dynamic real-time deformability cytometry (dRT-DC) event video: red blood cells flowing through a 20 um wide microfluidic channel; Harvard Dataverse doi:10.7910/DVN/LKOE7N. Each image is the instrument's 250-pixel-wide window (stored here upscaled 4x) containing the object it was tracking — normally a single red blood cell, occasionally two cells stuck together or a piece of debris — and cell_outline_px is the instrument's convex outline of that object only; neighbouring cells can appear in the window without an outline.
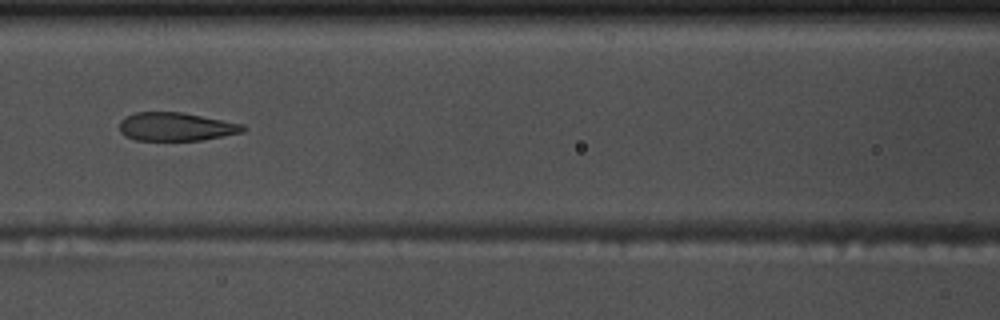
{"species": "common noctule bat (a hibernating species)", "species_latin": "Nyctalus noctula", "temperature_condition": "warm", "stored_images_in_passage": 7, "camera_frame_rate_fps": 3000, "um_per_image_px": 0.085, "animal": {"sex": "male", "body_mass_g": 17.5, "forearm_length_mm": 52.3}, "frame": {"image": 1, "passage_image": 7, "time_ms": 2.0, "image_size_px": [1000, 320], "cell_outline_px": [[248, 128], [244, 132], [224, 136], [200, 140], [136, 140], [124, 136], [120, 132], [120, 120], [124, 116], [136, 112], [180, 112], [244, 124]], "centroid_in_image_um": [14.96, 10.77], "position_along_channel_um": 151.6, "area_um2": 20.52}}